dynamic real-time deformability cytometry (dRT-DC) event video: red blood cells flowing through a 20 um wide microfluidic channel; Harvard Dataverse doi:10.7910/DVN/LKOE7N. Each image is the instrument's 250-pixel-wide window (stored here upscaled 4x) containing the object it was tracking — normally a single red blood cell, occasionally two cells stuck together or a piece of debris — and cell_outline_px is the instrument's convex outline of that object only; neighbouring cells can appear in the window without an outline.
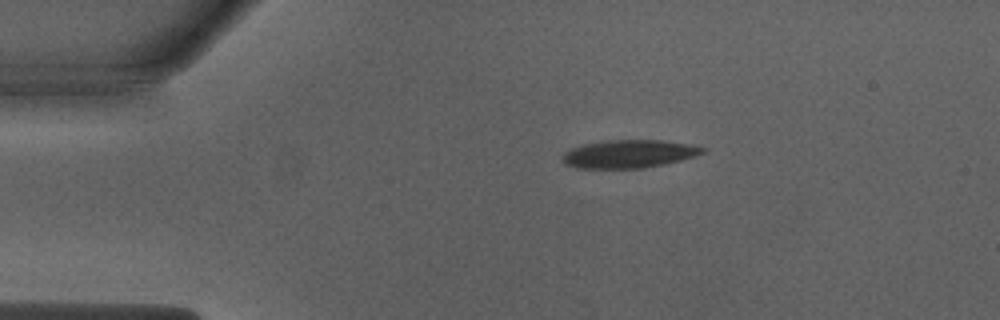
{"species": "Egyptian fruit bat (a non-hibernating species)", "species_latin": "Rousettus aegyptiacus", "temperature_condition": "warm", "stored_images_in_passage": 42, "camera_frame_rate_fps": 3000, "um_per_image_px": 0.085, "animal": {"sex": "male"}, "frame": {"image": 1, "passage_image": 1, "time_ms": 0.0, "image_size_px": [1000, 320], "cell_outline_px": [[708, 148], [704, 152], [696, 156], [664, 164], [644, 168], [576, 168], [564, 164], [560, 156], [564, 152], [572, 148], [584, 144], [608, 140], [660, 140], [688, 144]], "centroid_in_image_um": [53.44, 13.08], "position_along_channel_um": 31.6, "area_um2": 22.95}}
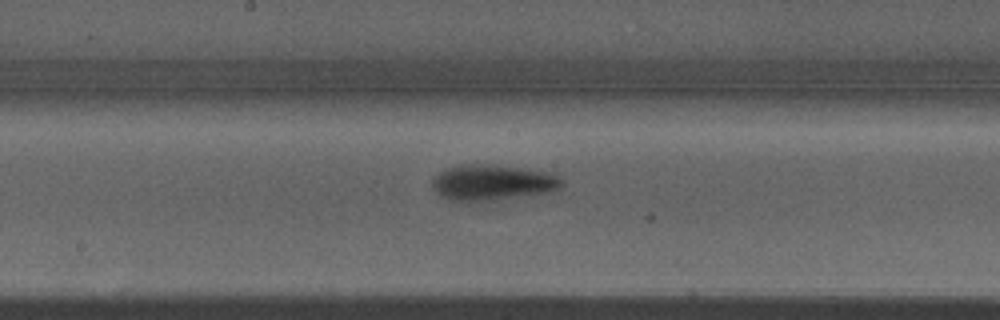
{"frame": {"image": 2, "passage_image": 18, "time_ms": 5.667, "image_size_px": [1000, 320], "cell_outline_px": [[564, 184], [560, 188], [548, 192], [476, 200], [452, 200], [440, 196], [432, 188], [432, 176], [444, 168], [460, 164], [484, 164], [556, 172], [564, 180]], "centroid_in_image_um": [41.85, 15.46], "position_along_channel_um": 206.4, "area_um2": 26.65}}
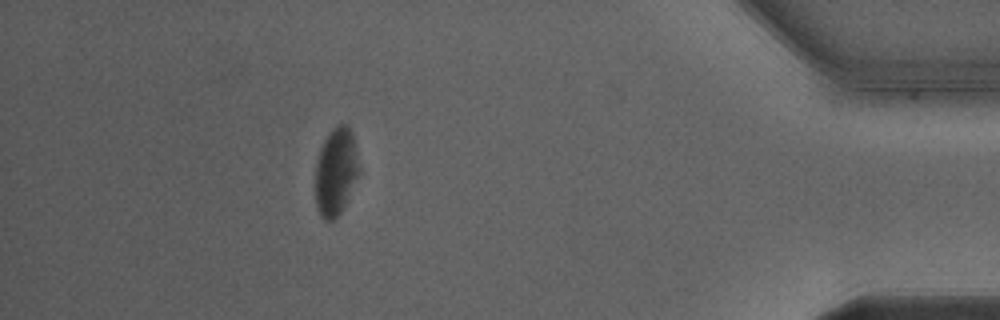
{"frame": {"image": 3, "passage_image": 37, "time_ms": 12.0, "image_size_px": [1000, 320], "cell_outline_px": [[360, 172], [340, 212], [332, 220], [324, 220], [320, 216], [316, 208], [316, 160], [320, 148], [328, 132], [336, 124], [348, 124], [352, 132]], "centroid_in_image_um": [28.53, 14.55], "position_along_channel_um": 406.7, "area_um2": 22.2}, "authors_computed_cell_mechanics": {"area_um2": 24.7673, "velocity_mm_per_s": 3.9836, "shape_relaxation_time_tau1_ms": 2.7606, "shape_relaxation_time_tau2_ms": 6.7651, "deformation_change_tau1": 0.1503, "deformation_change_tau2": 0.1499}}